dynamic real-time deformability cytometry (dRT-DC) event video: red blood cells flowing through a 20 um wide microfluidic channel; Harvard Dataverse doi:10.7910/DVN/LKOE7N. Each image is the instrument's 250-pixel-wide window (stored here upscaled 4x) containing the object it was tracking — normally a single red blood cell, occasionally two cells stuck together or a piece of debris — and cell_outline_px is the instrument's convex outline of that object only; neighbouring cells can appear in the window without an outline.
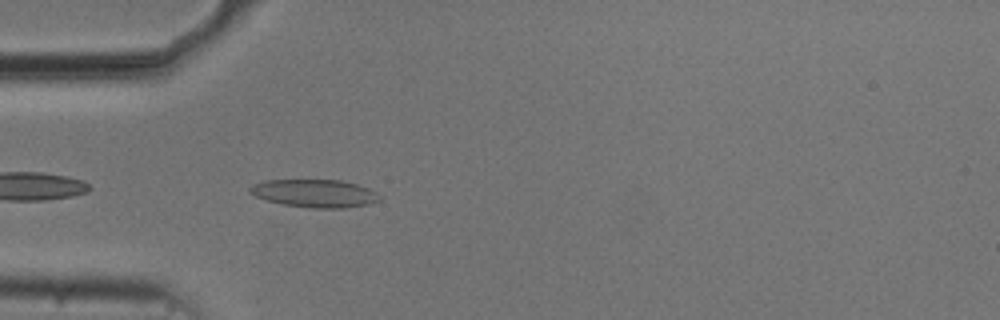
{"species": "common noctule bat (a hibernating species)", "species_latin": "Nyctalus noctula", "temperature_condition": "cold", "stored_images_in_passage": 33, "camera_frame_rate_fps": 3000, "um_per_image_px": 0.085, "animal": {"sex": "male", "body_mass_g": 20.5, "forearm_length_mm": 52.5}, "frame": {"image": 1, "passage_image": 2, "time_ms": 0.333, "image_size_px": [1000, 320], "cell_outline_px": [[380, 200], [368, 204], [348, 208], [308, 208], [284, 204], [268, 200], [256, 196], [248, 192], [248, 188], [252, 184], [264, 180], [340, 180], [356, 184], [368, 188], [376, 192], [380, 196]], "centroid_in_image_um": [26.74, 16.43], "position_along_channel_um": 58.3, "area_um2": 21.1}}
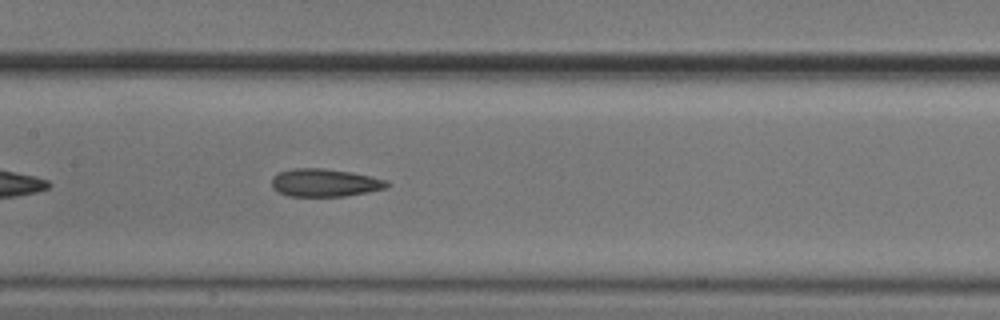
{"frame": {"image": 2, "passage_image": 12, "time_ms": 3.667, "image_size_px": [1000, 320], "cell_outline_px": [[392, 184], [388, 188], [368, 192], [344, 196], [288, 196], [272, 188], [272, 176], [280, 172], [296, 168], [324, 168], [352, 172], [388, 180]], "centroid_in_image_um": [27.66, 15.53], "position_along_channel_um": 179.7, "area_um2": 18.84}}
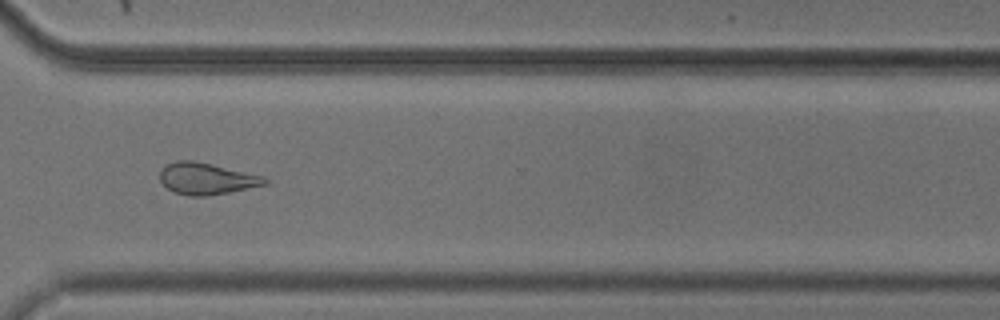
{"frame": {"image": 3, "passage_image": 26, "time_ms": 8.333, "image_size_px": [1000, 320], "cell_outline_px": [[268, 184], [228, 192], [204, 196], [188, 196], [176, 192], [168, 188], [160, 180], [160, 168], [176, 160], [192, 160], [212, 164], [264, 176], [268, 180]], "centroid_in_image_um": [17.55, 15.17], "position_along_channel_um": 353.1, "area_um2": 19.19}, "authors_computed_cell_mechanics": {"area_um2": 18.8428, "velocity_mm_per_s": 3.7194, "shape_relaxation_time_tau1_ms": null, "shape_relaxation_time_tau2_ms": 3.774, "deformation_change_tau1": null, "deformation_change_tau2": 0.1161}}